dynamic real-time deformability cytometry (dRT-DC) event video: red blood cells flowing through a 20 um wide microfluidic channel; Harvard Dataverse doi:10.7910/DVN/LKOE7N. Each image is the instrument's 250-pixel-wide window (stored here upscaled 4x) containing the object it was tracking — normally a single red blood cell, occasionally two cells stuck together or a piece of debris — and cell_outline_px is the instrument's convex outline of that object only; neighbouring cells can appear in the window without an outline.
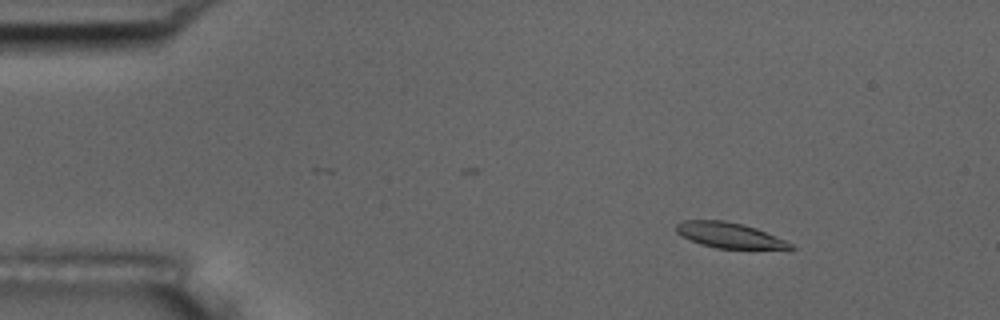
{"species": "common noctule bat (a hibernating species)", "species_latin": "Nyctalus noctula", "temperature_condition": "room temperature", "stored_images_in_passage": 47, "camera_frame_rate_fps": 3000, "um_per_image_px": 0.085, "animal": {"sex": "male", "body_mass_g": 17.5, "forearm_length_mm": 52.3}, "frame": {"image": 1, "passage_image": 8, "time_ms": 2.333, "image_size_px": [1000, 320], "cell_outline_px": [[796, 248], [716, 248], [700, 244], [680, 236], [676, 232], [676, 224], [684, 220], [724, 220], [744, 224], [756, 228], [784, 240], [792, 244]], "centroid_in_image_um": [61.91, 19.98], "position_along_channel_um": 23.1, "area_um2": 16.7}}
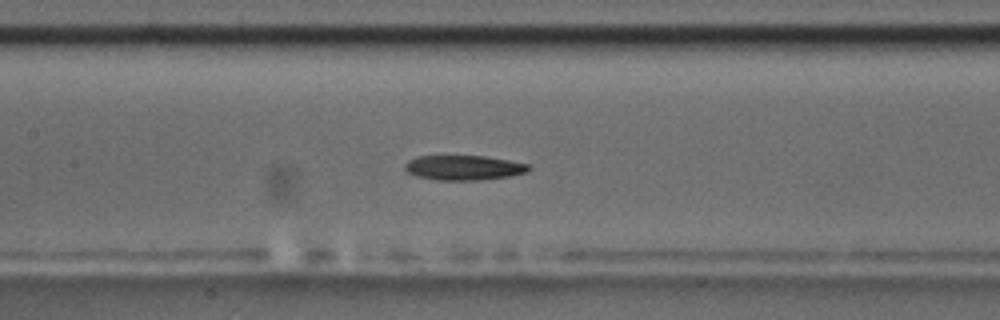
{"frame": {"image": 2, "passage_image": 27, "time_ms": 8.667, "image_size_px": [1000, 320], "cell_outline_px": [[532, 168], [528, 172], [512, 176], [480, 180], [436, 180], [416, 176], [408, 172], [404, 168], [404, 164], [408, 160], [416, 156], [484, 156], [508, 160], [528, 164]], "centroid_in_image_um": [39.42, 14.26], "position_along_channel_um": 168.0, "area_um2": 18.03}}
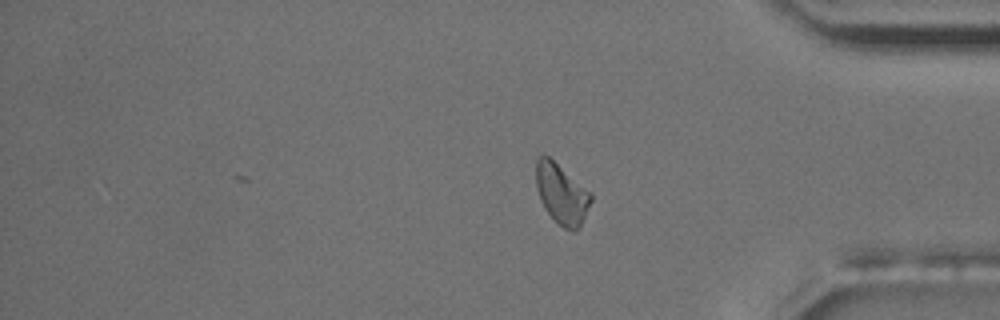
{"frame": {"image": 3, "passage_image": 47, "time_ms": 15.333, "image_size_px": [1000, 320], "cell_outline_px": [[592, 200], [580, 228], [564, 228], [544, 208], [540, 200], [536, 184], [536, 156], [548, 156], [592, 192]], "centroid_in_image_um": [47.75, 16.44], "position_along_channel_um": 387.5, "area_um2": 19.02}, "authors_computed_cell_mechanics": {"area_um2": 18.0914, "velocity_mm_per_s": 3.5461, "shape_relaxation_time_tau1_ms": 4.132, "shape_relaxation_time_tau2_ms": 10.8966, "deformation_change_tau1": 0.161, "deformation_change_tau2": 0.18}}